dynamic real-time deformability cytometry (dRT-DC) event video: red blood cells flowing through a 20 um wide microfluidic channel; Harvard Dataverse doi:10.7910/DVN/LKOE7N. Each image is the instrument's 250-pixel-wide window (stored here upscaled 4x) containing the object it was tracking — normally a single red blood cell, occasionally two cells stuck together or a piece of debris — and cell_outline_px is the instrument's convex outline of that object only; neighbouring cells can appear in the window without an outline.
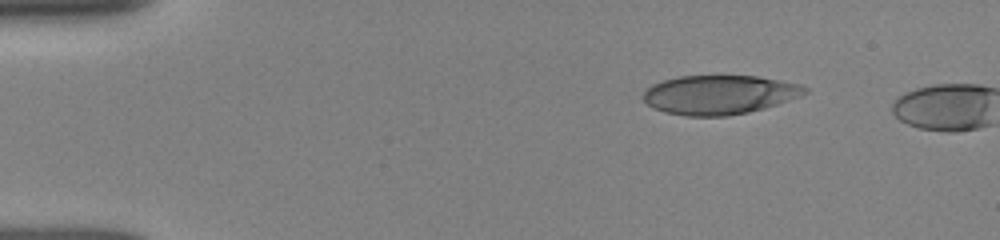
{"species": "human", "species_latin": "Homo sapiens", "temperature_condition": "room temperature", "stored_images_in_passage": 3, "camera_frame_rate_fps": 3000, "um_per_image_px": 0.085, "donor": {"sex": "female"}, "frame": {"image": 1, "passage_image": 1, "time_ms": 0.0, "image_size_px": [1000, 240], "cell_outline_px": [[808, 92], [800, 96], [764, 108], [748, 112], [728, 116], [684, 116], [664, 112], [648, 104], [644, 100], [644, 92], [652, 84], [664, 80], [680, 76], [756, 76], [780, 80], [800, 84], [808, 88]], "centroid_in_image_um": [61.16, 8.05], "position_along_channel_um": 23.8, "area_um2": 36.65}}